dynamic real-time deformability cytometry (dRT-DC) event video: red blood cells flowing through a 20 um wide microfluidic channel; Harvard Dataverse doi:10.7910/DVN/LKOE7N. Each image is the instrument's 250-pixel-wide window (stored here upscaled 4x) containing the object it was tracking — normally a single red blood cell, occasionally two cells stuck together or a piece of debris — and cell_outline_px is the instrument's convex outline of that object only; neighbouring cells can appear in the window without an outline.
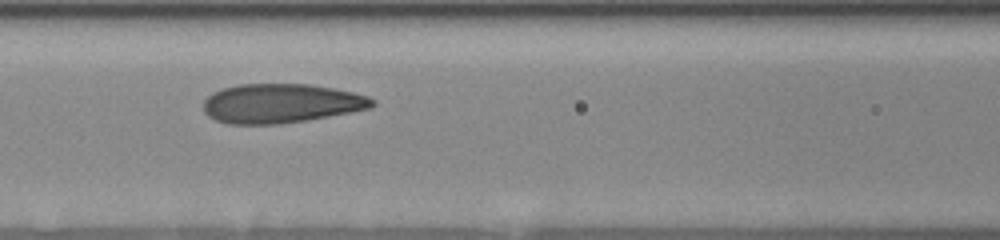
{"species": "human", "species_latin": "Homo sapiens", "temperature_condition": "room temperature", "stored_images_in_passage": 17, "camera_frame_rate_fps": 3000, "um_per_image_px": 0.085, "donor": {"sex": "female"}, "frame": {"image": 1, "passage_image": 5, "time_ms": 3.333, "image_size_px": [1000, 240], "cell_outline_px": [[376, 104], [372, 108], [352, 112], [280, 124], [228, 124], [216, 120], [208, 116], [204, 112], [204, 100], [212, 92], [224, 88], [240, 84], [308, 84], [332, 88], [352, 92], [368, 96], [376, 100]], "centroid_in_image_um": [23.9, 8.79], "position_along_channel_um": 142.7, "area_um2": 38.61}}
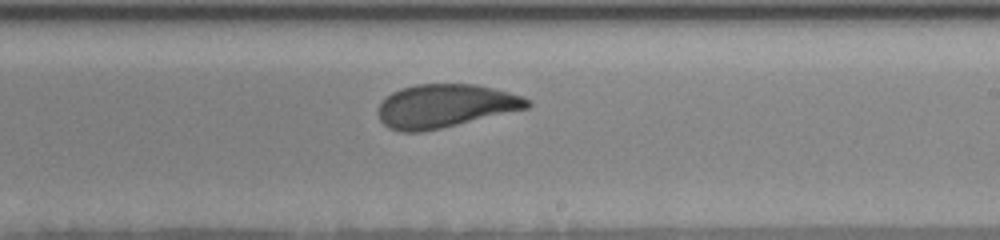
{"frame": {"image": 2, "passage_image": 10, "time_ms": 6.0, "image_size_px": [1000, 240], "cell_outline_px": [[532, 104], [528, 108], [440, 128], [420, 132], [400, 132], [388, 128], [380, 120], [376, 112], [380, 104], [392, 92], [400, 88], [416, 84], [476, 84], [508, 92], [520, 96], [528, 100]], "centroid_in_image_um": [37.79, 9.0], "position_along_channel_um": 251.2, "area_um2": 37.45}}
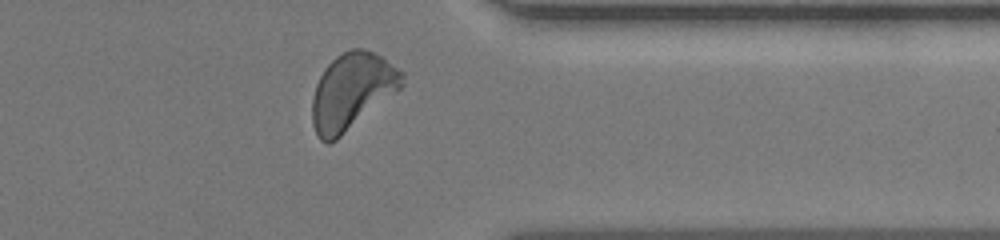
{"frame": {"image": 3, "passage_image": 16, "time_ms": 9.333, "image_size_px": [1000, 240], "cell_outline_px": [[404, 84], [400, 88], [336, 140], [328, 144], [320, 140], [312, 124], [312, 100], [316, 84], [324, 68], [336, 56], [352, 48], [364, 48], [380, 56], [404, 72]], "centroid_in_image_um": [29.89, 7.75], "position_along_channel_um": 381.5, "area_um2": 39.54}}